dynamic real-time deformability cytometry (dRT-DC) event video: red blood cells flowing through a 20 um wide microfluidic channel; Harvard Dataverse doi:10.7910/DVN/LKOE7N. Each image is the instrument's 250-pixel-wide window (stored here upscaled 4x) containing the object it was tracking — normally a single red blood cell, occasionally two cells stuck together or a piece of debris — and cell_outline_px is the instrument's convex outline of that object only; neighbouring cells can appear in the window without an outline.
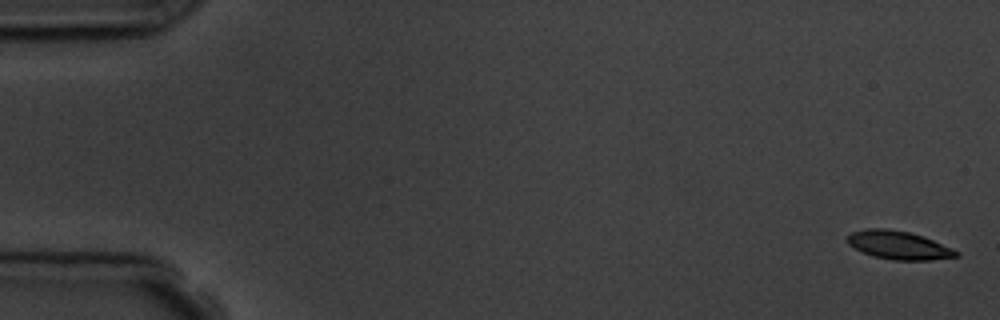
{"species": "common noctule bat (a hibernating species)", "species_latin": "Nyctalus noctula", "temperature_condition": "room temperature", "stored_images_in_passage": 5, "camera_frame_rate_fps": 3000, "um_per_image_px": 0.085, "animal": {"sex": "male", "body_mass_g": 19.5, "forearm_length_mm": 54.6}, "frame": {"image": 1, "passage_image": 1, "time_ms": 0.0, "image_size_px": [1000, 320], "cell_outline_px": [[960, 256], [932, 260], [892, 260], [872, 256], [848, 244], [844, 240], [852, 232], [864, 228], [884, 228], [908, 232], [924, 236], [952, 248], [960, 252]], "centroid_in_image_um": [76.39, 20.84], "position_along_channel_um": 8.6, "area_um2": 18.09}}
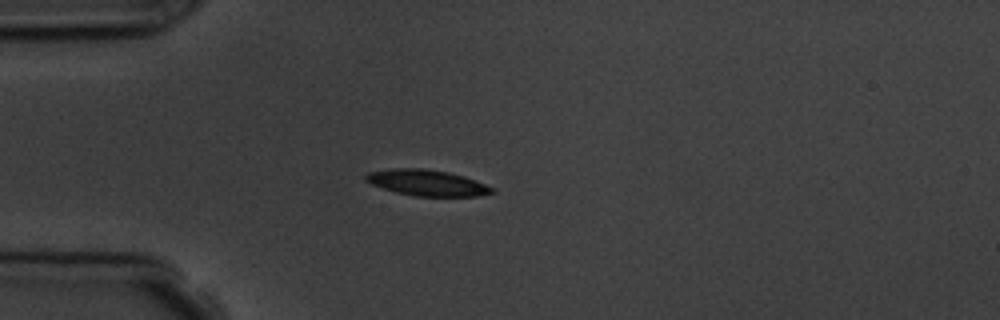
{"frame": {"image": 2, "passage_image": 5, "time_ms": 4.667, "image_size_px": [1000, 320], "cell_outline_px": [[496, 192], [476, 196], [416, 196], [396, 192], [372, 184], [364, 180], [364, 176], [368, 172], [388, 168], [420, 168], [448, 172], [464, 176], [496, 188]], "centroid_in_image_um": [36.3, 15.53], "position_along_channel_um": 48.7, "area_um2": 19.13}}